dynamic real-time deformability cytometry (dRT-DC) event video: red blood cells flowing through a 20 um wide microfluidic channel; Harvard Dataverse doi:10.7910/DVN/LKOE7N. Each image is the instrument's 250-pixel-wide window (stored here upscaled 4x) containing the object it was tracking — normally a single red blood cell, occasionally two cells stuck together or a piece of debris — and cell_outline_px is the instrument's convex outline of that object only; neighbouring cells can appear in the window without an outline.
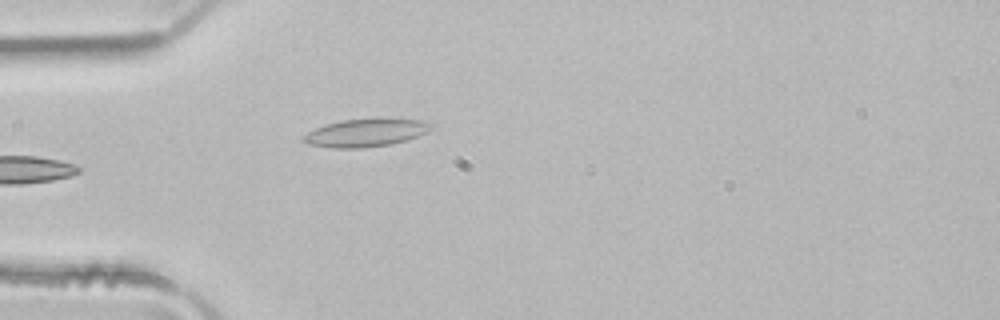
{"species": "common noctule bat (a hibernating species)", "species_latin": "Nyctalus noctula", "temperature_condition": "room temperature", "stored_images_in_passage": 2, "camera_frame_rate_fps": 3000, "um_per_image_px": 0.085, "animal": {"sex": "male", "body_mass_g": 21.5, "forearm_length_mm": 52.0}, "frame": {"image": 1, "passage_image": 2, "time_ms": 0.333, "image_size_px": [1000, 320], "cell_outline_px": [[436, 124], [428, 132], [404, 140], [388, 144], [360, 148], [332, 148], [308, 144], [300, 140], [308, 132], [316, 128], [340, 120], [372, 116], [392, 116], [432, 120]], "centroid_in_image_um": [31.22, 11.21], "position_along_channel_um": 53.8, "area_um2": 21.85}}